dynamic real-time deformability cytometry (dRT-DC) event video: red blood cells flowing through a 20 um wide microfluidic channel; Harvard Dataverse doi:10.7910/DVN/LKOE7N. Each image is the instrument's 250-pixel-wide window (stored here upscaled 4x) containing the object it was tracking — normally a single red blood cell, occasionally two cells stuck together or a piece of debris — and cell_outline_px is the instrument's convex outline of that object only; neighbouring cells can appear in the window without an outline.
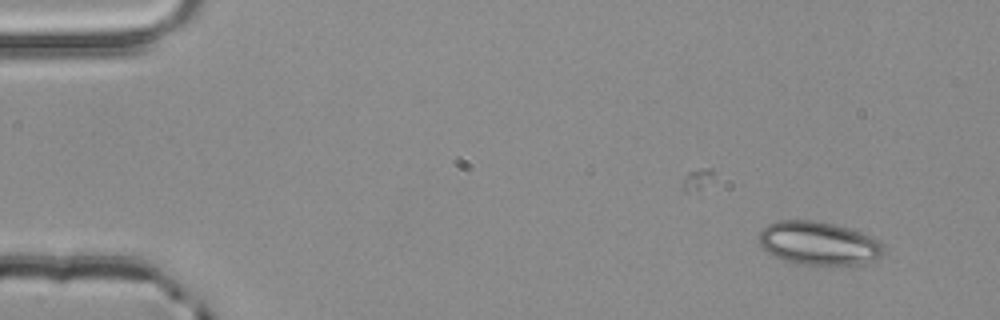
{"species": "common noctule bat (a hibernating species)", "species_latin": "Nyctalus noctula", "temperature_condition": "room temperature", "stored_images_in_passage": 4, "camera_frame_rate_fps": 3000, "um_per_image_px": 0.085, "animal": {"sex": "male", "body_mass_g": 20.4}, "frame": {"image": 1, "passage_image": 1, "time_ms": 0.0, "image_size_px": [1000, 320], "cell_outline_px": [[884, 252], [880, 256], [872, 260], [860, 264], [796, 264], [772, 256], [760, 244], [760, 232], [768, 224], [776, 220], [812, 220], [836, 224], [860, 232], [880, 240], [884, 244]], "centroid_in_image_um": [69.59, 20.66], "position_along_channel_um": 15.4, "area_um2": 31.44}}